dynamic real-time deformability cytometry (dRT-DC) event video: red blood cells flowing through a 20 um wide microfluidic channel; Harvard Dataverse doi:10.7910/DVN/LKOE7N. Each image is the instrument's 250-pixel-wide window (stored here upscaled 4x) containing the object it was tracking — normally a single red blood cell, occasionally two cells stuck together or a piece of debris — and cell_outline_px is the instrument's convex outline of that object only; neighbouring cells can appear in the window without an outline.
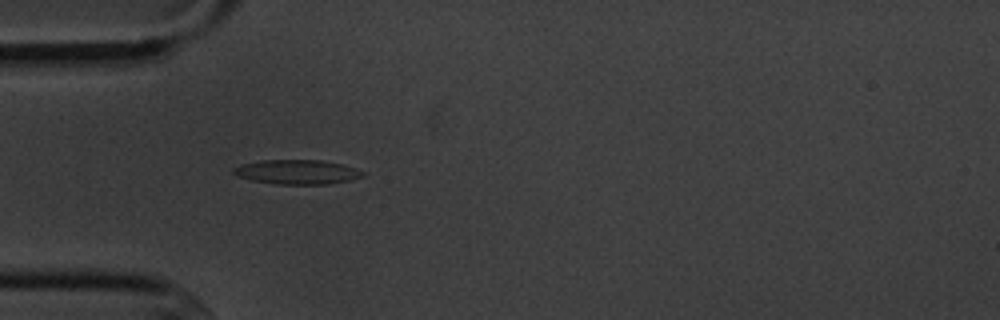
{"species": "common noctule bat (a hibernating species)", "species_latin": "Nyctalus noctula", "temperature_condition": "cold", "stored_images_in_passage": 2, "camera_frame_rate_fps": 3000, "um_per_image_px": 0.085, "animal": {"sex": "male", "body_mass_g": 20.1, "forearm_length_mm": 53.5}, "frame": {"image": 1, "passage_image": 1, "time_ms": 0.0, "image_size_px": [1000, 320], "cell_outline_px": [[368, 172], [364, 176], [348, 180], [328, 184], [276, 184], [252, 180], [236, 176], [232, 172], [232, 168], [240, 164], [260, 160], [320, 160], [340, 164], [356, 168]], "centroid_in_image_um": [25.23, 14.61], "position_along_channel_um": 59.8, "area_um2": 18.5}}
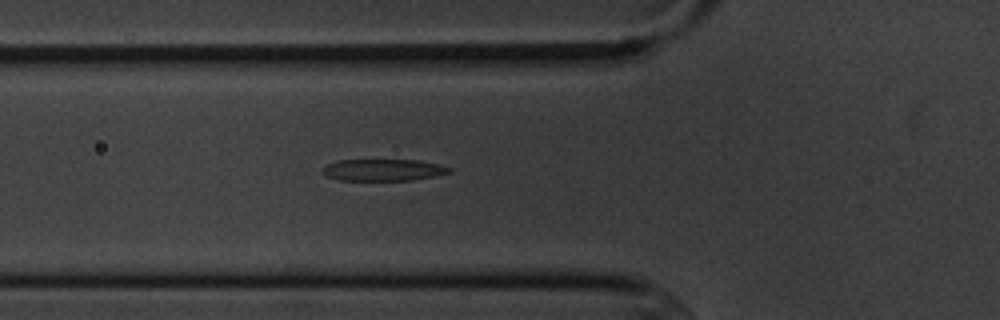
{"frame": {"image": 2, "passage_image": 2, "time_ms": 1.0, "image_size_px": [1000, 320], "cell_outline_px": [[452, 172], [436, 176], [412, 180], [340, 180], [328, 176], [320, 172], [320, 168], [336, 160], [420, 160], [440, 164], [452, 168]], "centroid_in_image_um": [32.59, 14.44], "position_along_channel_um": 93.2, "area_um2": 16.24}}